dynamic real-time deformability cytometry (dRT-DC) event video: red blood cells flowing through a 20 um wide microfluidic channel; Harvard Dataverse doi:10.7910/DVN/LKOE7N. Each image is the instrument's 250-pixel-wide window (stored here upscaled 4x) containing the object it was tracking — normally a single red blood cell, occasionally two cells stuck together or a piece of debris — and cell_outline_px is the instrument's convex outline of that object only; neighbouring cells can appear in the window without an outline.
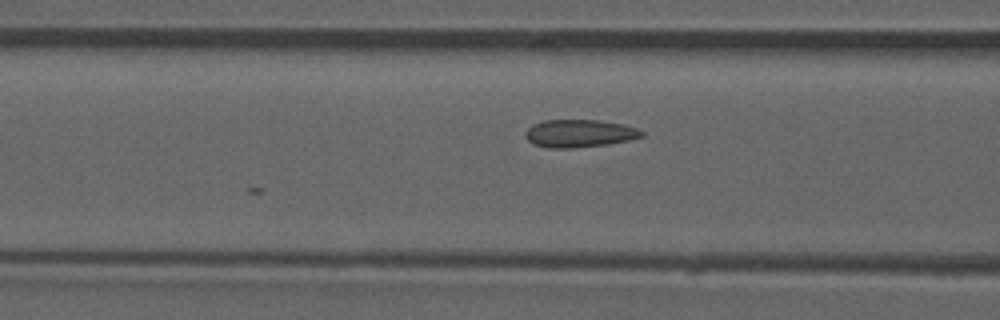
{"species": "common noctule bat (a hibernating species)", "species_latin": "Nyctalus noctula", "temperature_condition": "room temperature", "stored_images_in_passage": 6, "camera_frame_rate_fps": 3000, "um_per_image_px": 0.085, "animal": {"sex": "male", "forearm_length_mm": 52.5}, "frame": {"image": 1, "passage_image": 6, "time_ms": 1.667, "image_size_px": [1000, 320], "cell_outline_px": [[644, 136], [628, 140], [608, 144], [572, 148], [548, 148], [532, 144], [524, 136], [524, 132], [532, 124], [544, 120], [600, 120], [624, 124], [636, 128], [644, 132]], "centroid_in_image_um": [49.22, 11.34], "position_along_channel_um": 117.4, "area_um2": 18.96}}